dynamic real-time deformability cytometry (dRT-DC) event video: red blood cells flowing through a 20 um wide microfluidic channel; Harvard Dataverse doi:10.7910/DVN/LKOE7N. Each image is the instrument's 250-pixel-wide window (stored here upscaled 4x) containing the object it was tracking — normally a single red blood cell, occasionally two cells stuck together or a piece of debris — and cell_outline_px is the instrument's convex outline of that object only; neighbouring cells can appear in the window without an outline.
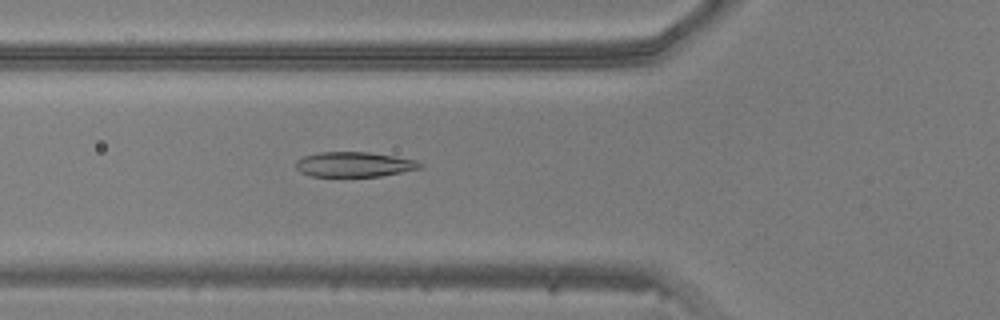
{"species": "common noctule bat (a hibernating species)", "species_latin": "Nyctalus noctula", "temperature_condition": "warm", "stored_images_in_passage": 49, "camera_frame_rate_fps": 3000, "um_per_image_px": 0.085, "animal": {"sex": "male", "body_mass_g": 20.5, "forearm_length_mm": 52.5}, "frame": {"image": 1, "passage_image": 18, "time_ms": 5.667, "image_size_px": [1000, 320], "cell_outline_px": [[424, 168], [380, 176], [312, 176], [300, 172], [296, 168], [296, 160], [304, 156], [320, 152], [368, 152], [396, 156], [416, 160], [424, 164]], "centroid_in_image_um": [30.15, 13.97], "position_along_channel_um": 95.6, "area_um2": 18.15}}
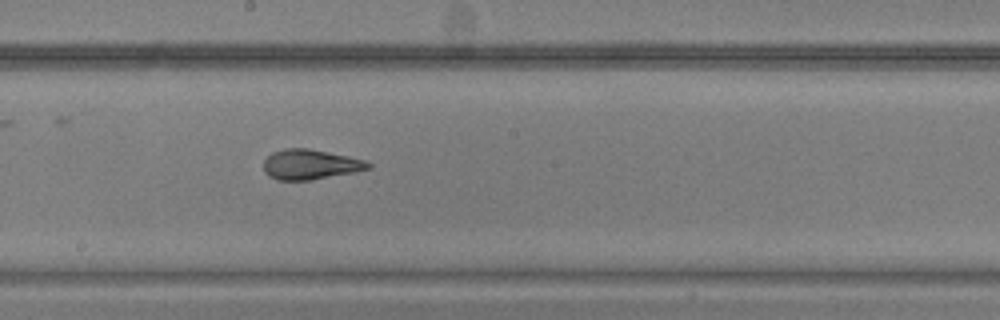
{"frame": {"image": 2, "passage_image": 27, "time_ms": 8.667, "image_size_px": [1000, 320], "cell_outline_px": [[372, 168], [356, 172], [312, 180], [276, 180], [268, 176], [264, 172], [264, 160], [272, 152], [284, 148], [308, 148], [348, 156], [364, 160], [372, 164]], "centroid_in_image_um": [26.37, 13.98], "position_along_channel_um": 221.8, "area_um2": 18.5}}
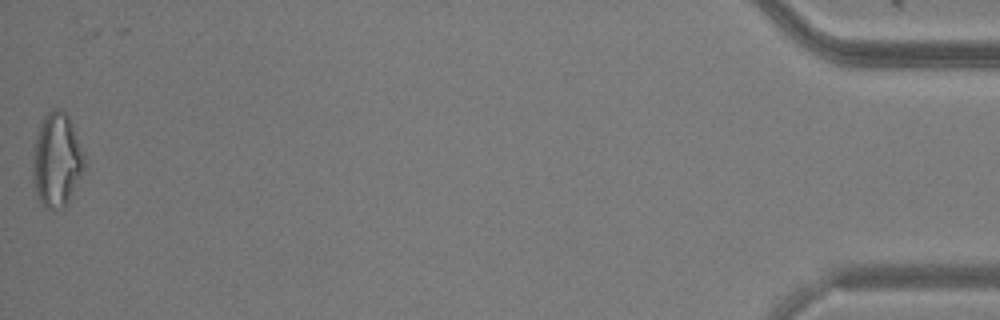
{"frame": {"image": 3, "passage_image": 49, "time_ms": 16.0, "image_size_px": [1000, 320], "cell_outline_px": [[88, 160], [68, 204], [64, 208], [44, 208], [36, 192], [32, 176], [32, 168], [36, 136], [40, 124], [44, 116], [48, 112], [56, 108], [64, 112], [68, 116]], "centroid_in_image_um": [4.85, 13.62], "position_along_channel_um": 430.3, "area_um2": 28.32}}